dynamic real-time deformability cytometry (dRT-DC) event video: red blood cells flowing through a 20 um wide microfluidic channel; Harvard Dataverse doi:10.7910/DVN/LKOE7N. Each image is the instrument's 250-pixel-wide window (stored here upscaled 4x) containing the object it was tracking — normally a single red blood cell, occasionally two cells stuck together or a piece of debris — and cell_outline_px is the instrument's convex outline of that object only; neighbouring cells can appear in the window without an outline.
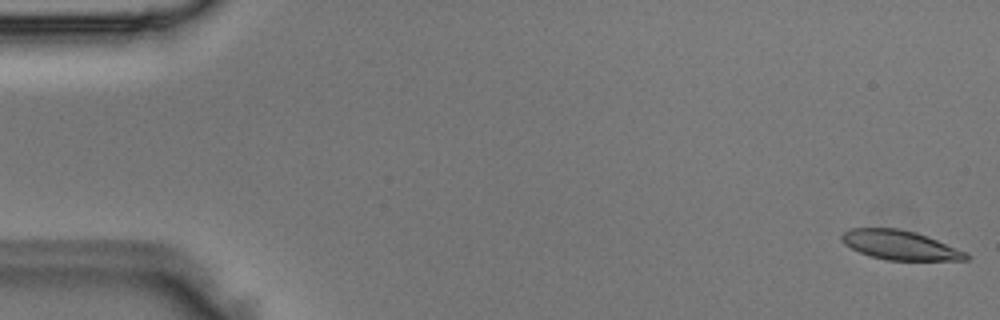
{"species": "Egyptian fruit bat (a non-hibernating species)", "species_latin": "Rousettus aegyptiacus", "temperature_condition": "room temperature", "stored_images_in_passage": 5, "camera_frame_rate_fps": 3000, "um_per_image_px": 0.085, "animal": {"sex": "male"}, "frame": {"image": 1, "passage_image": 1, "time_ms": 0.0, "image_size_px": [1000, 320], "cell_outline_px": [[972, 256], [968, 260], [888, 260], [872, 256], [860, 252], [844, 244], [840, 240], [840, 236], [848, 228], [900, 228], [916, 232], [928, 236], [968, 252]], "centroid_in_image_um": [76.54, 20.82], "position_along_channel_um": 8.5, "area_um2": 21.44}}
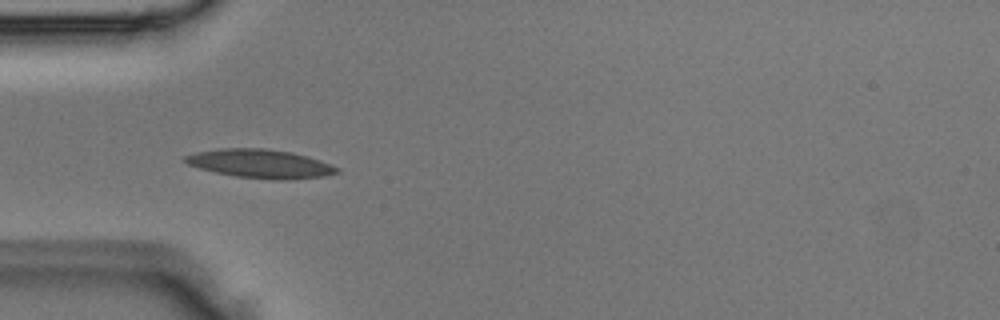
{"frame": {"image": 2, "passage_image": 5, "time_ms": 1.333, "image_size_px": [1000, 320], "cell_outline_px": [[340, 172], [324, 176], [288, 180], [272, 180], [236, 176], [216, 172], [200, 168], [188, 164], [184, 160], [184, 156], [196, 152], [220, 148], [264, 148], [292, 152], [308, 156], [320, 160], [340, 168]], "centroid_in_image_um": [22.16, 13.91], "position_along_channel_um": 62.8, "area_um2": 25.43}}